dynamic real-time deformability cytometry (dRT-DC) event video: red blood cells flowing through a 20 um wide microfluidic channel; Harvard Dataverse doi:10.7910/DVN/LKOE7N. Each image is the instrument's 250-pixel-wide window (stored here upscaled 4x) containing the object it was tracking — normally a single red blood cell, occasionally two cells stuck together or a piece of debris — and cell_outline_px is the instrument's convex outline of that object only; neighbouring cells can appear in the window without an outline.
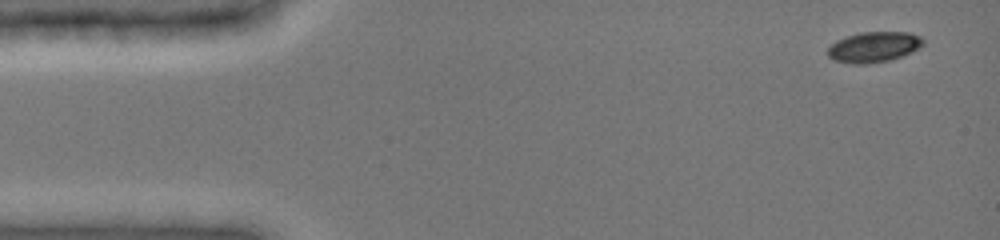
{"species": "common noctule bat (a hibernating species)", "species_latin": "Nyctalus noctula", "temperature_condition": "cold", "stored_images_in_passage": 8, "camera_frame_rate_fps": 3000, "um_per_image_px": 0.085, "animal": {"sex": "female", "body_mass_g": 19.0, "forearm_length_mm": 51.5}, "frame": {"image": 1, "passage_image": 1, "time_ms": 0.0, "image_size_px": [1000, 240], "cell_outline_px": [[924, 44], [920, 48], [912, 52], [888, 60], [868, 64], [852, 64], [836, 60], [828, 56], [828, 48], [836, 40], [860, 32], [908, 32], [920, 36], [924, 40]], "centroid_in_image_um": [74.3, 3.99], "position_along_channel_um": 10.7, "area_um2": 16.88}}
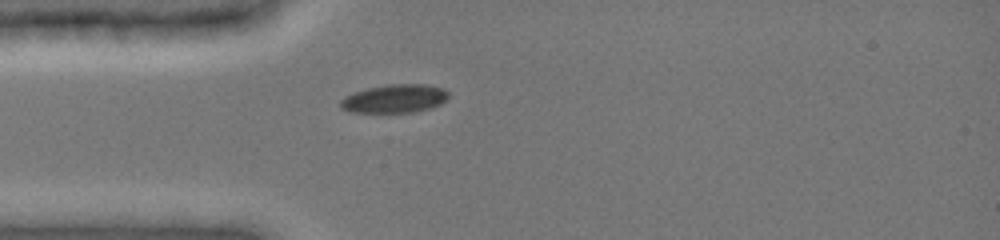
{"frame": {"image": 2, "passage_image": 5, "time_ms": 3.667, "image_size_px": [1000, 240], "cell_outline_px": [[448, 96], [440, 104], [432, 108], [412, 112], [348, 112], [340, 108], [340, 100], [344, 96], [368, 88], [388, 84], [424, 84], [440, 88], [448, 92]], "centroid_in_image_um": [33.5, 8.39], "position_along_channel_um": 51.5, "area_um2": 17.74}}
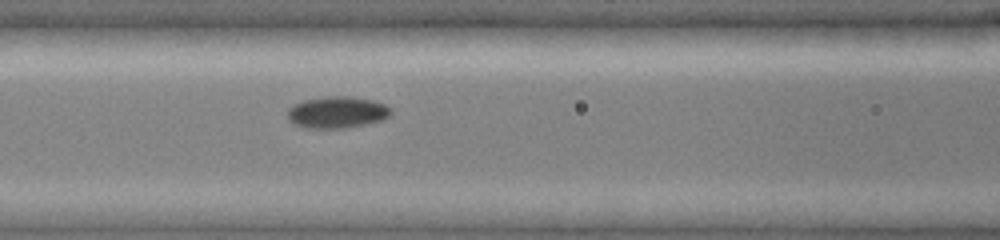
{"frame": {"image": 3, "passage_image": 8, "time_ms": 6.0, "image_size_px": [1000, 240], "cell_outline_px": [[392, 112], [384, 120], [348, 128], [308, 128], [292, 124], [288, 120], [288, 108], [304, 100], [328, 96], [348, 96], [372, 100], [384, 104], [392, 108]], "centroid_in_image_um": [28.67, 9.55], "position_along_channel_um": 137.9, "area_um2": 19.19}}